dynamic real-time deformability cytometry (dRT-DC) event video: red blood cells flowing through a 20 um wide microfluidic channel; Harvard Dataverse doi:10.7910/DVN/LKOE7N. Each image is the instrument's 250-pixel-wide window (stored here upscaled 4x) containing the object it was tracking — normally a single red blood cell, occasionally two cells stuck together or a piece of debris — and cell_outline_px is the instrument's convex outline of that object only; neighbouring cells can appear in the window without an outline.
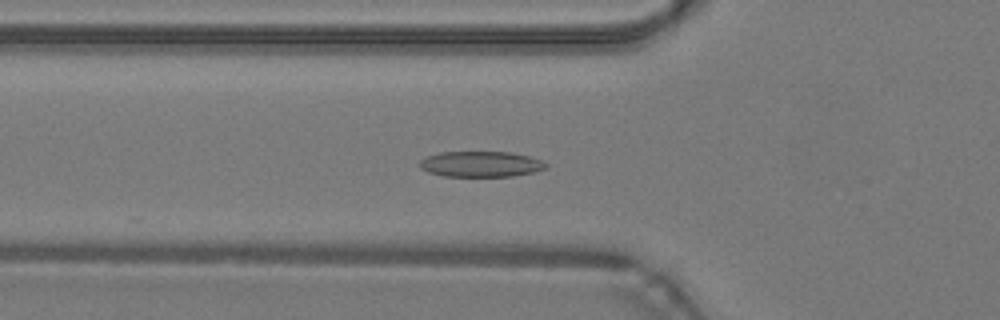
{"species": "common noctule bat (a hibernating species)", "species_latin": "Nyctalus noctula", "temperature_condition": "warm", "stored_images_in_passage": 48, "camera_frame_rate_fps": 3000, "um_per_image_px": 0.085, "animal": {"sex": "male", "body_mass_g": 19.2, "forearm_length_mm": 51.8}, "frame": {"image": 1, "passage_image": 17, "time_ms": 5.333, "image_size_px": [1000, 320], "cell_outline_px": [[548, 168], [536, 172], [512, 176], [444, 176], [428, 172], [420, 168], [420, 160], [428, 156], [440, 152], [512, 152], [528, 156], [540, 160], [548, 164]], "centroid_in_image_um": [40.9, 13.95], "position_along_channel_um": 84.9, "area_um2": 18.9}}
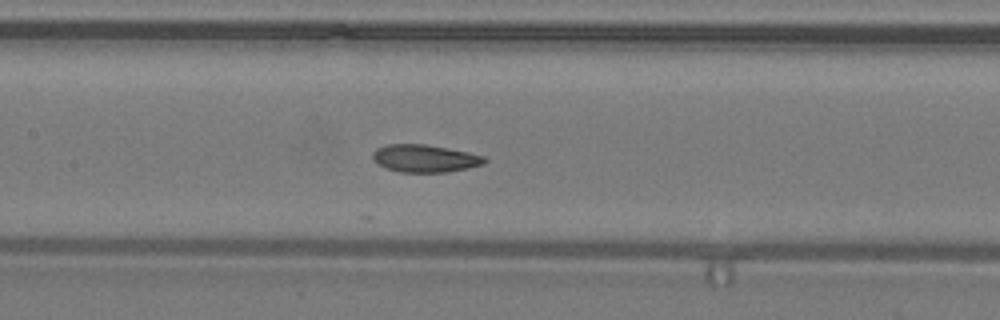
{"frame": {"image": 2, "passage_image": 23, "time_ms": 7.333, "image_size_px": [1000, 320], "cell_outline_px": [[488, 160], [484, 164], [468, 168], [448, 172], [400, 172], [384, 168], [372, 160], [372, 152], [376, 148], [384, 144], [424, 144], [448, 148], [468, 152], [484, 156]], "centroid_in_image_um": [36.08, 13.46], "position_along_channel_um": 171.3, "area_um2": 18.21}}
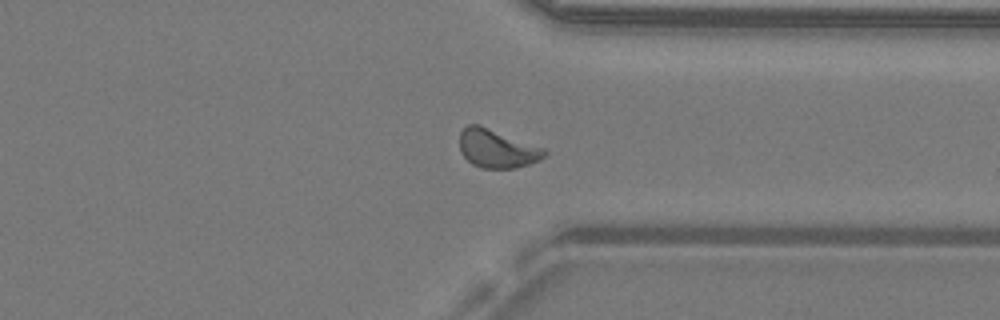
{"frame": {"image": 3, "passage_image": 37, "time_ms": 12.0, "image_size_px": [1000, 320], "cell_outline_px": [[548, 152], [540, 160], [516, 168], [480, 168], [472, 164], [464, 156], [460, 148], [460, 132], [468, 124], [480, 124], [544, 148]], "centroid_in_image_um": [42.24, 12.62], "position_along_channel_um": 369.2, "area_um2": 19.02}, "authors_computed_cell_mechanics": {"area_um2": 18.7272, "velocity_mm_per_s": 4.2787, "shape_relaxation_time_tau1_ms": 4.6628, "shape_relaxation_time_tau2_ms": 1.9373, "deformation_change_tau1": 0.1325, "deformation_change_tau2": 0.0835}}